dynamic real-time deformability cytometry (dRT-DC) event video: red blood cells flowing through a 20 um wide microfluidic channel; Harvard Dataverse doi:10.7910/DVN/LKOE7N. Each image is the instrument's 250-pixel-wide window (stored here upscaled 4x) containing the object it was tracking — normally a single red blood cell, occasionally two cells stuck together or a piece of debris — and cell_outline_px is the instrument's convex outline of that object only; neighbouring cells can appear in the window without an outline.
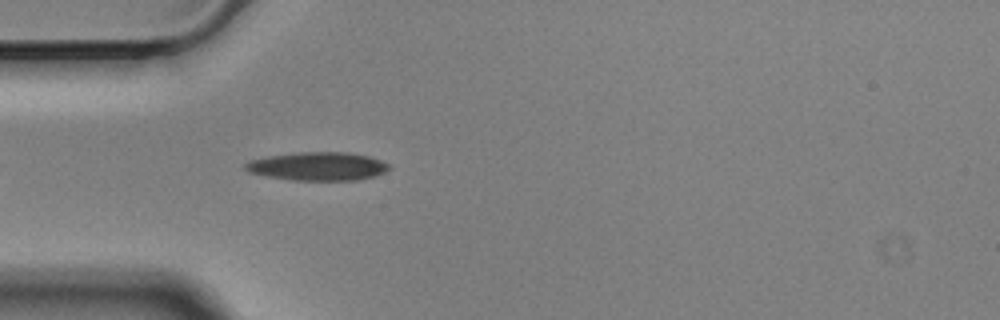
{"species": "Egyptian fruit bat (a non-hibernating species)", "species_latin": "Rousettus aegyptiacus", "temperature_condition": "cold", "stored_images_in_passage": 11, "camera_frame_rate_fps": 3000, "um_per_image_px": 0.085, "animal": {"sex": "male"}, "frame": {"image": 1, "passage_image": 4, "time_ms": 1.0, "image_size_px": [1000, 320], "cell_outline_px": [[392, 168], [376, 176], [360, 180], [292, 180], [268, 176], [248, 172], [244, 168], [244, 164], [248, 160], [268, 156], [296, 152], [348, 152], [368, 156], [380, 160], [388, 164]], "centroid_in_image_um": [27.01, 14.13], "position_along_channel_um": 58.0, "area_um2": 23.93}}
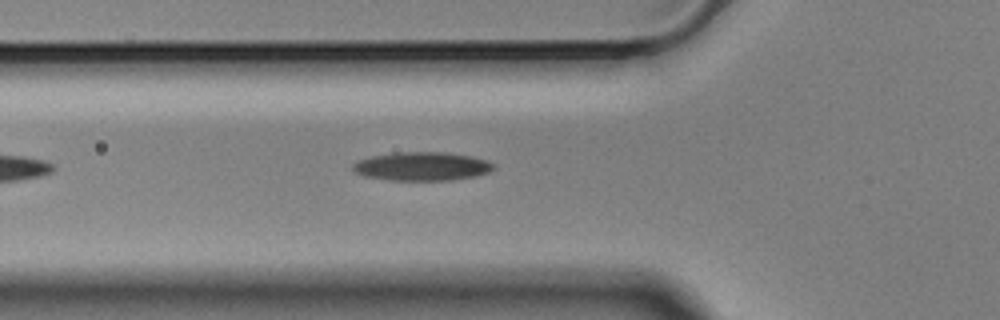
{"frame": {"image": 2, "passage_image": 7, "time_ms": 2.0, "image_size_px": [1000, 320], "cell_outline_px": [[496, 168], [488, 172], [476, 176], [452, 180], [388, 180], [364, 176], [356, 172], [352, 168], [352, 164], [360, 160], [372, 156], [396, 152], [444, 152], [472, 156], [488, 160], [496, 164]], "centroid_in_image_um": [35.92, 14.14], "position_along_channel_um": 89.9, "area_um2": 23.58}}
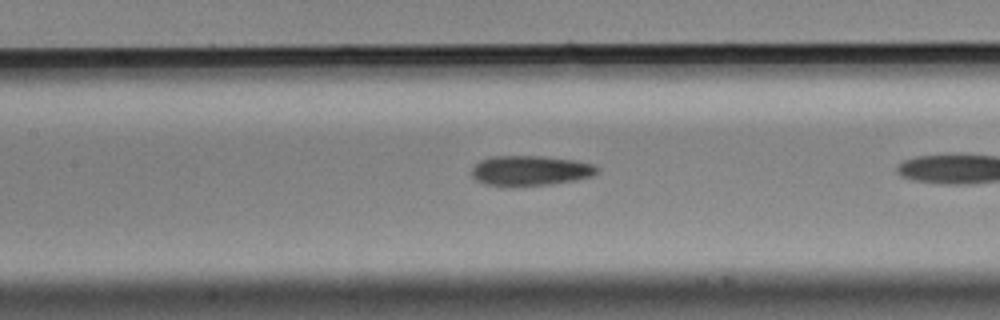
{"frame": {"image": 3, "passage_image": 10, "time_ms": 3.0, "image_size_px": [1000, 320], "cell_outline_px": [[600, 172], [592, 176], [576, 180], [552, 184], [512, 188], [484, 184], [476, 180], [472, 176], [472, 168], [480, 160], [492, 156], [540, 156], [576, 160], [596, 164], [600, 168]], "centroid_in_image_um": [45.1, 14.52], "position_along_channel_um": 162.3, "area_um2": 22.66}}